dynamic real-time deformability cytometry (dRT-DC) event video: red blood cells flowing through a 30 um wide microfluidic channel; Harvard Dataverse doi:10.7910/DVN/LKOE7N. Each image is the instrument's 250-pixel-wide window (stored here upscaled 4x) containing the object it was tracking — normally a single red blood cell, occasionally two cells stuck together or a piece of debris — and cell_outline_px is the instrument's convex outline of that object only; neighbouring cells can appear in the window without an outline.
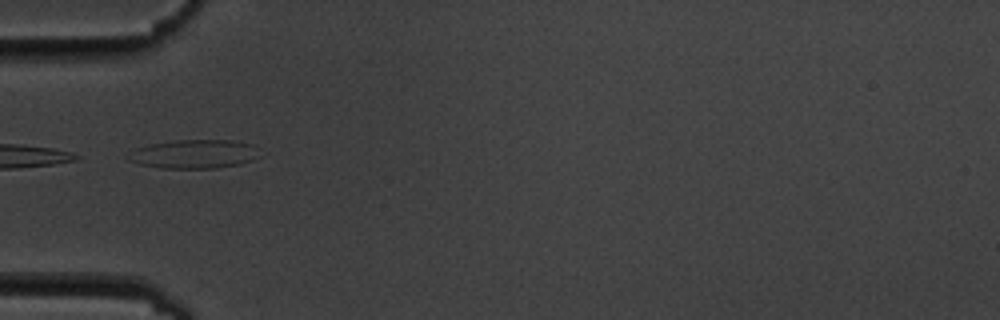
{"species": "common noctule bat (a hibernating species)", "species_latin": "Nyctalus noctula", "temperature_condition": "cold", "stored_images_in_passage": 3, "camera_frame_rate_fps": 3000, "um_per_image_px": 0.085, "animal": {"sex": "male", "body_mass_g": 19.5, "forearm_length_mm": 54.6}, "frame": {"image": 1, "passage_image": 1, "time_ms": 0.0, "image_size_px": [1000, 320], "cell_outline_px": [[260, 156], [252, 160], [240, 164], [216, 168], [164, 168], [140, 164], [128, 160], [136, 148], [148, 144], [176, 140], [232, 140], [252, 144]], "centroid_in_image_um": [16.54, 13.09], "position_along_channel_um": 68.5, "area_um2": 21.79}}
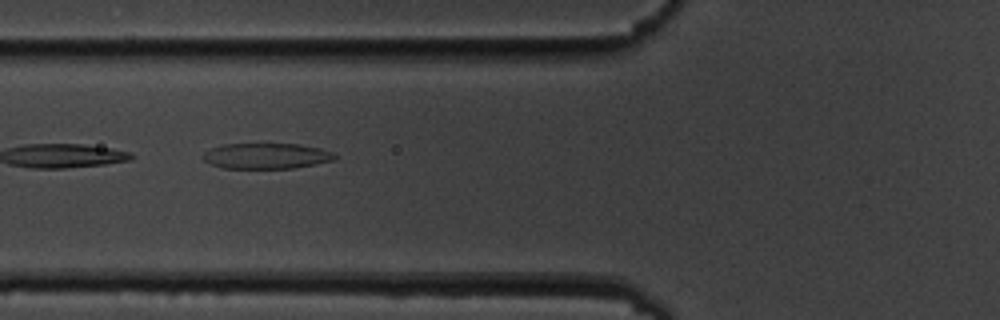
{"frame": {"image": 2, "passage_image": 2, "time_ms": 1.0, "image_size_px": [1000, 320], "cell_outline_px": [[336, 160], [316, 164], [292, 168], [224, 168], [212, 164], [204, 160], [200, 156], [204, 152], [212, 148], [224, 144], [300, 144], [320, 148], [332, 152], [336, 156]], "centroid_in_image_um": [22.65, 13.25], "position_along_channel_um": 103.1, "area_um2": 19.65}}
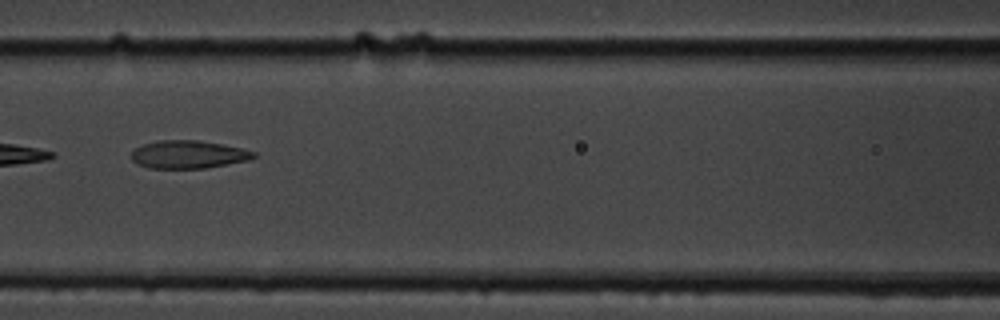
{"frame": {"image": 3, "passage_image": 3, "time_ms": 2.333, "image_size_px": [1000, 320], "cell_outline_px": [[256, 156], [252, 160], [204, 168], [148, 168], [132, 160], [132, 152], [136, 148], [144, 144], [160, 140], [196, 140], [220, 144], [240, 148], [256, 152]], "centroid_in_image_um": [16.04, 13.13], "position_along_channel_um": 150.6, "area_um2": 19.71}}